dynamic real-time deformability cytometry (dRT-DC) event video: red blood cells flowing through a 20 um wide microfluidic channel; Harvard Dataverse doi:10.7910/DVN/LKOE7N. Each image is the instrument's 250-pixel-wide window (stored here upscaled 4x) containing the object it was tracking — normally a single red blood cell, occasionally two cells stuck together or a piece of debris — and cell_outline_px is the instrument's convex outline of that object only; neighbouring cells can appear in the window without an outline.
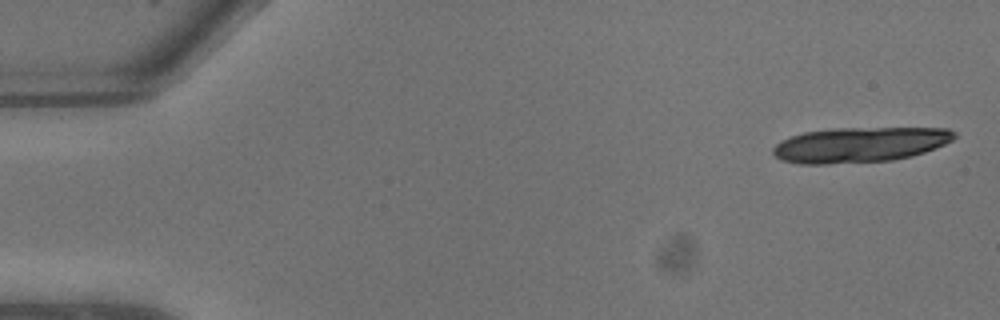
{"species": "common noctule bat (a hibernating species)", "species_latin": "Nyctalus noctula", "temperature_condition": "warm", "stored_images_in_passage": 8, "camera_frame_rate_fps": 3000, "um_per_image_px": 0.085, "animal": {"sex": "male", "body_mass_g": 13.3}, "frame": {"image": 1, "passage_image": 1, "time_ms": 0.0, "image_size_px": [1000, 320], "cell_outline_px": [[956, 136], [952, 140], [936, 148], [912, 156], [892, 160], [828, 164], [800, 164], [780, 160], [772, 152], [772, 148], [780, 140], [804, 132], [832, 128], [948, 128], [956, 132]], "centroid_in_image_um": [73.07, 12.3], "position_along_channel_um": 11.9, "area_um2": 37.34}}